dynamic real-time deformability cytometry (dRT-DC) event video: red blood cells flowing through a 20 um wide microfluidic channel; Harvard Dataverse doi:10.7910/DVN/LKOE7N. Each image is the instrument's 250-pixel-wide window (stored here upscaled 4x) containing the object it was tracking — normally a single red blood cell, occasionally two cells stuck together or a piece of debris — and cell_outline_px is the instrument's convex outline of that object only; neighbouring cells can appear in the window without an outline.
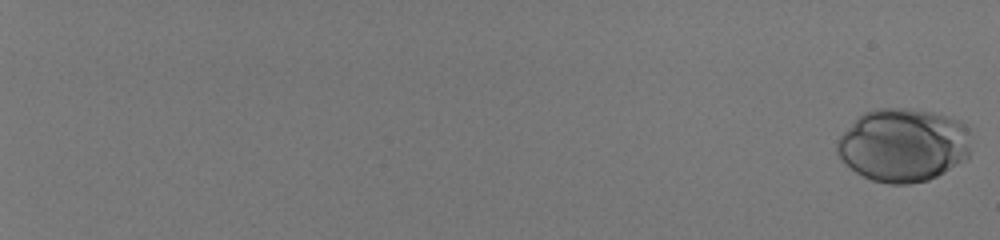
{"species": "human", "species_latin": "Homo sapiens", "temperature_condition": "room temperature", "stored_images_in_passage": 26, "camera_frame_rate_fps": 3000, "um_per_image_px": 0.085, "donor": {"sex": "male"}, "frame": {"image": 1, "passage_image": 1, "time_ms": 0.0, "image_size_px": [1000, 240], "cell_outline_px": [[968, 160], [928, 180], [908, 184], [888, 184], [872, 180], [856, 172], [836, 152], [836, 140], [856, 116], [864, 112], [876, 108], [912, 108], [932, 112], [960, 120], [968, 128]], "centroid_in_image_um": [76.76, 12.31], "position_along_channel_um": 8.2, "area_um2": 57.57}}
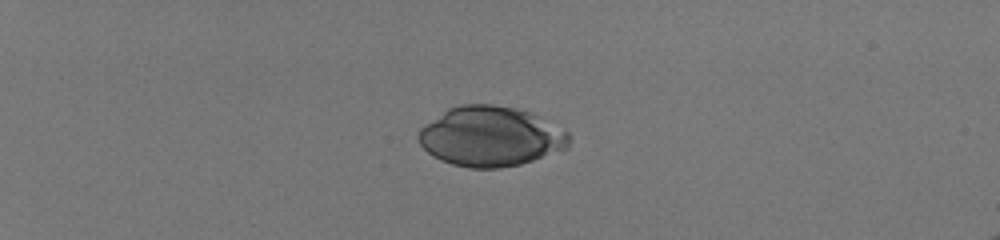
{"frame": {"image": 2, "passage_image": 19, "time_ms": 6.0, "image_size_px": [1000, 240], "cell_outline_px": [[568, 148], [520, 164], [500, 168], [468, 168], [452, 164], [440, 160], [432, 156], [420, 144], [416, 136], [420, 128], [424, 124], [448, 108], [460, 104], [492, 104], [516, 108], [528, 112], [568, 132]], "centroid_in_image_um": [41.63, 11.6], "position_along_channel_um": 43.4, "area_um2": 52.37}}